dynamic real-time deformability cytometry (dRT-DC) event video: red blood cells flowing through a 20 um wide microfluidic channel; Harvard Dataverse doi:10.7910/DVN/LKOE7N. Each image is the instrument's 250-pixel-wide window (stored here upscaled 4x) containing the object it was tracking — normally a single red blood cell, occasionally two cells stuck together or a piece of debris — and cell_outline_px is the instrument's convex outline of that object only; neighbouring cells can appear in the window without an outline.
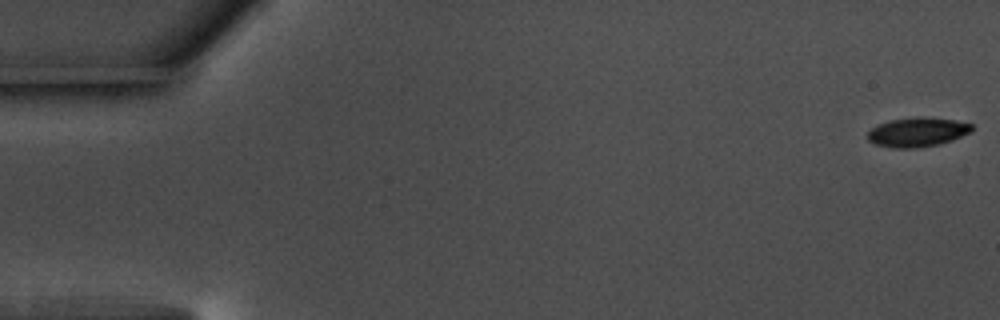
{"species": "common noctule bat (a hibernating species)", "species_latin": "Nyctalus noctula", "temperature_condition": "warm", "stored_images_in_passage": 56, "camera_frame_rate_fps": 3000, "um_per_image_px": 0.085, "animal": {"sex": "male", "body_mass_g": 17.5, "forearm_length_mm": 52.3}, "frame": {"image": 1, "passage_image": 1, "time_ms": 0.0, "image_size_px": [1000, 320], "cell_outline_px": [[972, 132], [952, 140], [936, 144], [916, 148], [892, 148], [876, 144], [868, 140], [868, 132], [872, 128], [880, 124], [892, 120], [956, 120], [972, 124]], "centroid_in_image_um": [77.98, 11.29], "position_along_channel_um": 7.0, "area_um2": 16.7}}
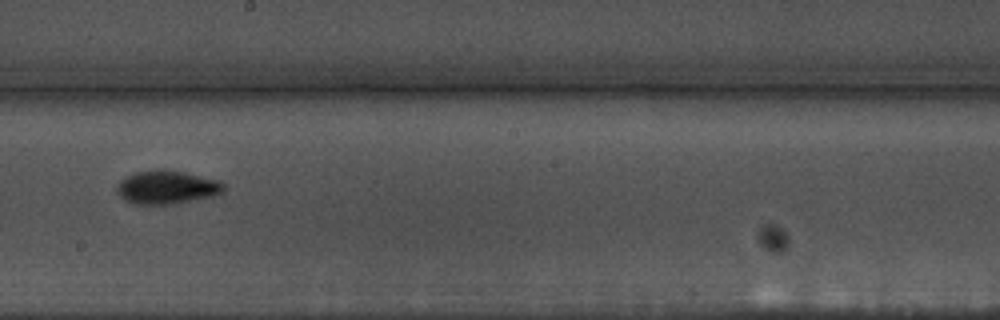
{"frame": {"image": 2, "passage_image": 32, "time_ms": 10.333, "image_size_px": [1000, 320], "cell_outline_px": [[224, 192], [212, 196], [172, 204], [132, 204], [124, 200], [116, 192], [116, 188], [120, 180], [136, 172], [160, 168], [164, 168], [184, 172], [216, 180], [224, 184]], "centroid_in_image_um": [14.14, 15.91], "position_along_channel_um": 234.1, "area_um2": 20.81}}
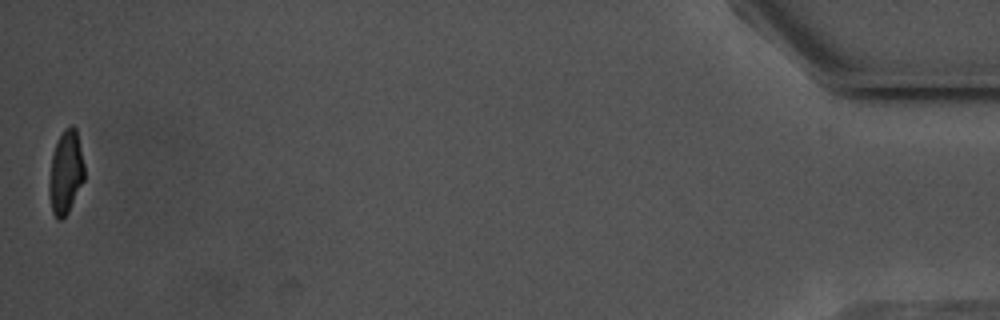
{"frame": {"image": 3, "passage_image": 56, "time_ms": 18.333, "image_size_px": [1000, 320], "cell_outline_px": [[84, 180], [68, 212], [60, 220], [56, 220], [52, 212], [48, 192], [48, 184], [52, 156], [56, 144], [64, 128], [72, 124], [76, 128], [84, 164]], "centroid_in_image_um": [5.58, 14.66], "position_along_channel_um": 429.6, "area_um2": 17.11}, "authors_computed_cell_mechanics": {"area_um2": 18.7272, "velocity_mm_per_s": 3.6503, "shape_relaxation_time_tau1_ms": 3.648, "shape_relaxation_time_tau2_ms": 2.1517, "deformation_change_tau1": 0.1464, "deformation_change_tau2": 0.0708}}